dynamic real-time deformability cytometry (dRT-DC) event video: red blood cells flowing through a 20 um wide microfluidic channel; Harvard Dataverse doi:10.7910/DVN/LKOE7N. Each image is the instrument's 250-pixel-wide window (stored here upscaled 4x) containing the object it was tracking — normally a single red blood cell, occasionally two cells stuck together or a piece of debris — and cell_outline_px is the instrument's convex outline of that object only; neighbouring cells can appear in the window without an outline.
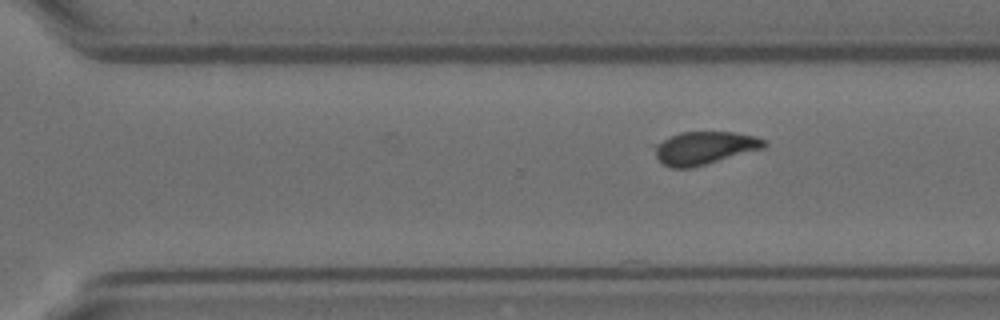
{"species": "Egyptian fruit bat (a non-hibernating species)", "species_latin": "Rousettus aegyptiacus", "temperature_condition": "room temperature", "stored_images_in_passage": 13, "segment_of_instrument_passage": [2, 2], "camera_frame_rate_fps": 3000, "um_per_image_px": 0.085, "animal": {"sex": "female"}, "frame": {"image": 1, "passage_image": 13, "time_ms": 4.0, "image_size_px": [1000, 320], "cell_outline_px": [[768, 144], [764, 148], [692, 168], [672, 168], [664, 164], [656, 156], [656, 144], [680, 132], [736, 132], [756, 136], [764, 140]], "centroid_in_image_um": [59.93, 12.57], "position_along_channel_um": 310.7, "area_um2": 20.75}}